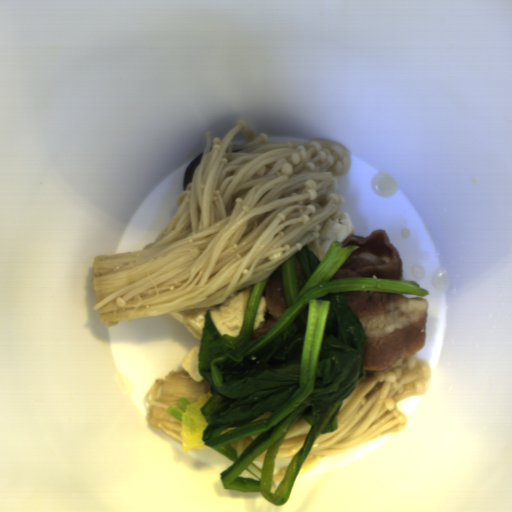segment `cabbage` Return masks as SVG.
Returning <instances> with one entry per match:
<instances>
[{
	"label": "cabbage",
	"mask_w": 512,
	"mask_h": 512,
	"mask_svg": "<svg viewBox=\"0 0 512 512\" xmlns=\"http://www.w3.org/2000/svg\"><path fill=\"white\" fill-rule=\"evenodd\" d=\"M212 398L210 391L198 398L195 403L185 408L180 415V428L182 442L181 450L188 454L190 450L204 449L208 447L203 440V432L208 423L202 415L201 409Z\"/></svg>",
	"instance_id": "obj_1"
}]
</instances>
